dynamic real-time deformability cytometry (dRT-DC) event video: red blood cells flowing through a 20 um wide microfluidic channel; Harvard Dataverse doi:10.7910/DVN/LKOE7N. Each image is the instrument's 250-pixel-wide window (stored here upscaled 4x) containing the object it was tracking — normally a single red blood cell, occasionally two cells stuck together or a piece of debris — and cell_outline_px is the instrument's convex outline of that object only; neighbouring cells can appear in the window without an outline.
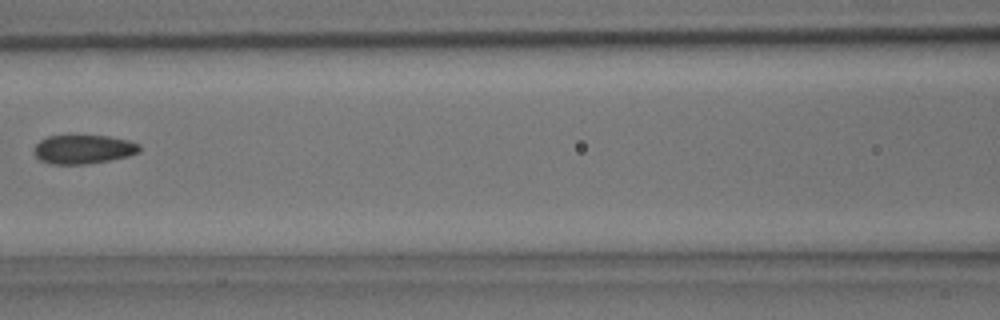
{"species": "common noctule bat (a hibernating species)", "species_latin": "Nyctalus noctula", "temperature_condition": "room temperature", "stored_images_in_passage": 6, "camera_frame_rate_fps": 3000, "um_per_image_px": 0.085, "animal": {"sex": "male", "body_mass_g": 15.6}, "frame": {"image": 1, "passage_image": 6, "time_ms": 1.667, "image_size_px": [1000, 320], "cell_outline_px": [[140, 152], [128, 156], [112, 160], [88, 164], [52, 164], [40, 160], [32, 152], [36, 144], [40, 140], [48, 136], [108, 136], [128, 140], [140, 144]], "centroid_in_image_um": [7.09, 12.7], "position_along_channel_um": 159.5, "area_um2": 17.86}}